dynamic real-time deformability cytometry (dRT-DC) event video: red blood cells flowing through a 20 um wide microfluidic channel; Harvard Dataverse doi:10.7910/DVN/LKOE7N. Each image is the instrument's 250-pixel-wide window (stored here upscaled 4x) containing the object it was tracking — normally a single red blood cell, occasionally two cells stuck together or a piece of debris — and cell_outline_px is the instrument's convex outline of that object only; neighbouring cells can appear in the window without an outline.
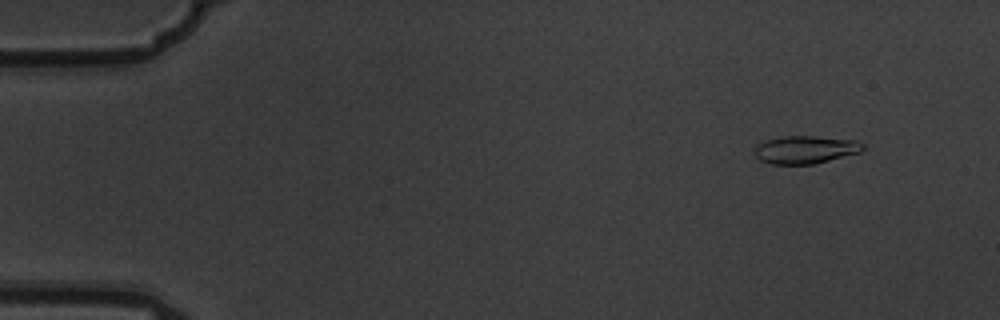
{"species": "common noctule bat (a hibernating species)", "species_latin": "Nyctalus noctula", "temperature_condition": "warm", "stored_images_in_passage": 5, "camera_frame_rate_fps": 3000, "um_per_image_px": 0.085, "animal": {"sex": "male", "body_mass_g": 19.5, "forearm_length_mm": 54.6}, "frame": {"image": 1, "passage_image": 2, "time_ms": 0.333, "image_size_px": [1000, 320], "cell_outline_px": [[864, 148], [860, 152], [812, 164], [772, 164], [760, 160], [756, 156], [756, 144], [768, 140], [784, 136], [812, 136], [856, 140], [864, 144]], "centroid_in_image_um": [68.46, 12.71], "position_along_channel_um": 16.5, "area_um2": 17.28}}